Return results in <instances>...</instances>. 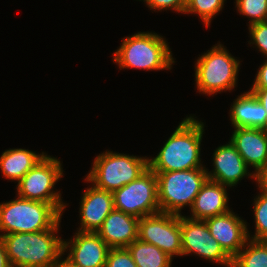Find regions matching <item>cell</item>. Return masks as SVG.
I'll list each match as a JSON object with an SVG mask.
<instances>
[{"label": "cell", "instance_id": "1", "mask_svg": "<svg viewBox=\"0 0 267 267\" xmlns=\"http://www.w3.org/2000/svg\"><path fill=\"white\" fill-rule=\"evenodd\" d=\"M203 132L204 123L196 120L194 116H187L156 157L148 159L149 168L154 172L205 169L200 159Z\"/></svg>", "mask_w": 267, "mask_h": 267}, {"label": "cell", "instance_id": "2", "mask_svg": "<svg viewBox=\"0 0 267 267\" xmlns=\"http://www.w3.org/2000/svg\"><path fill=\"white\" fill-rule=\"evenodd\" d=\"M60 222L39 232L0 235L11 266L52 267L64 255L63 240L56 235Z\"/></svg>", "mask_w": 267, "mask_h": 267}, {"label": "cell", "instance_id": "3", "mask_svg": "<svg viewBox=\"0 0 267 267\" xmlns=\"http://www.w3.org/2000/svg\"><path fill=\"white\" fill-rule=\"evenodd\" d=\"M113 61L121 69L171 70L175 62L163 36L152 32H138L122 39Z\"/></svg>", "mask_w": 267, "mask_h": 267}, {"label": "cell", "instance_id": "4", "mask_svg": "<svg viewBox=\"0 0 267 267\" xmlns=\"http://www.w3.org/2000/svg\"><path fill=\"white\" fill-rule=\"evenodd\" d=\"M62 215L50 203L18 196L12 201L0 204V231L3 232L0 235L48 230Z\"/></svg>", "mask_w": 267, "mask_h": 267}, {"label": "cell", "instance_id": "5", "mask_svg": "<svg viewBox=\"0 0 267 267\" xmlns=\"http://www.w3.org/2000/svg\"><path fill=\"white\" fill-rule=\"evenodd\" d=\"M148 159L105 151L94 159L85 181L97 189L113 193L145 172L149 168Z\"/></svg>", "mask_w": 267, "mask_h": 267}, {"label": "cell", "instance_id": "6", "mask_svg": "<svg viewBox=\"0 0 267 267\" xmlns=\"http://www.w3.org/2000/svg\"><path fill=\"white\" fill-rule=\"evenodd\" d=\"M195 67V84L200 93L214 95L236 87L240 61L222 44H215L198 57Z\"/></svg>", "mask_w": 267, "mask_h": 267}, {"label": "cell", "instance_id": "7", "mask_svg": "<svg viewBox=\"0 0 267 267\" xmlns=\"http://www.w3.org/2000/svg\"><path fill=\"white\" fill-rule=\"evenodd\" d=\"M207 169L155 172L160 212L181 215L185 206L192 207L196 195L208 179Z\"/></svg>", "mask_w": 267, "mask_h": 267}, {"label": "cell", "instance_id": "8", "mask_svg": "<svg viewBox=\"0 0 267 267\" xmlns=\"http://www.w3.org/2000/svg\"><path fill=\"white\" fill-rule=\"evenodd\" d=\"M61 165L60 160L46 154L18 181L17 196L50 203L62 214L67 205L62 201L60 191L52 190L63 176Z\"/></svg>", "mask_w": 267, "mask_h": 267}, {"label": "cell", "instance_id": "9", "mask_svg": "<svg viewBox=\"0 0 267 267\" xmlns=\"http://www.w3.org/2000/svg\"><path fill=\"white\" fill-rule=\"evenodd\" d=\"M113 198L115 210L139 219L159 213L156 173L148 168L137 179L115 190Z\"/></svg>", "mask_w": 267, "mask_h": 267}, {"label": "cell", "instance_id": "10", "mask_svg": "<svg viewBox=\"0 0 267 267\" xmlns=\"http://www.w3.org/2000/svg\"><path fill=\"white\" fill-rule=\"evenodd\" d=\"M138 239L155 245L171 258L182 256L180 216L159 212L140 218Z\"/></svg>", "mask_w": 267, "mask_h": 267}, {"label": "cell", "instance_id": "11", "mask_svg": "<svg viewBox=\"0 0 267 267\" xmlns=\"http://www.w3.org/2000/svg\"><path fill=\"white\" fill-rule=\"evenodd\" d=\"M182 256L194 253L206 260L232 267V258L211 235L204 220L180 215Z\"/></svg>", "mask_w": 267, "mask_h": 267}, {"label": "cell", "instance_id": "12", "mask_svg": "<svg viewBox=\"0 0 267 267\" xmlns=\"http://www.w3.org/2000/svg\"><path fill=\"white\" fill-rule=\"evenodd\" d=\"M211 235L218 241L223 250L233 259L244 247L250 237L247 222L231 210L227 213L204 220Z\"/></svg>", "mask_w": 267, "mask_h": 267}, {"label": "cell", "instance_id": "13", "mask_svg": "<svg viewBox=\"0 0 267 267\" xmlns=\"http://www.w3.org/2000/svg\"><path fill=\"white\" fill-rule=\"evenodd\" d=\"M79 267H105L110 247L96 232L78 231L72 240L63 241V254Z\"/></svg>", "mask_w": 267, "mask_h": 267}, {"label": "cell", "instance_id": "14", "mask_svg": "<svg viewBox=\"0 0 267 267\" xmlns=\"http://www.w3.org/2000/svg\"><path fill=\"white\" fill-rule=\"evenodd\" d=\"M212 161L214 169L210 172L206 170L211 181L228 187L237 185L245 176H251L256 181L255 173L249 172V167L230 141L214 150Z\"/></svg>", "mask_w": 267, "mask_h": 267}, {"label": "cell", "instance_id": "15", "mask_svg": "<svg viewBox=\"0 0 267 267\" xmlns=\"http://www.w3.org/2000/svg\"><path fill=\"white\" fill-rule=\"evenodd\" d=\"M230 142L247 164L254 167L257 176L267 167V129L234 128Z\"/></svg>", "mask_w": 267, "mask_h": 267}, {"label": "cell", "instance_id": "16", "mask_svg": "<svg viewBox=\"0 0 267 267\" xmlns=\"http://www.w3.org/2000/svg\"><path fill=\"white\" fill-rule=\"evenodd\" d=\"M114 209L113 193L92 185L84 191L80 201L81 227L77 231L97 232Z\"/></svg>", "mask_w": 267, "mask_h": 267}, {"label": "cell", "instance_id": "17", "mask_svg": "<svg viewBox=\"0 0 267 267\" xmlns=\"http://www.w3.org/2000/svg\"><path fill=\"white\" fill-rule=\"evenodd\" d=\"M139 218L119 210H112L97 230L110 248H127L138 239Z\"/></svg>", "mask_w": 267, "mask_h": 267}, {"label": "cell", "instance_id": "18", "mask_svg": "<svg viewBox=\"0 0 267 267\" xmlns=\"http://www.w3.org/2000/svg\"><path fill=\"white\" fill-rule=\"evenodd\" d=\"M226 187L228 186L207 179L195 197L190 208L192 216L189 218L205 220L230 211Z\"/></svg>", "mask_w": 267, "mask_h": 267}, {"label": "cell", "instance_id": "19", "mask_svg": "<svg viewBox=\"0 0 267 267\" xmlns=\"http://www.w3.org/2000/svg\"><path fill=\"white\" fill-rule=\"evenodd\" d=\"M230 121L234 128L267 129L265 108L250 91L238 96L230 108Z\"/></svg>", "mask_w": 267, "mask_h": 267}, {"label": "cell", "instance_id": "20", "mask_svg": "<svg viewBox=\"0 0 267 267\" xmlns=\"http://www.w3.org/2000/svg\"><path fill=\"white\" fill-rule=\"evenodd\" d=\"M46 155H40L28 149H9L0 156V169L8 180L17 182Z\"/></svg>", "mask_w": 267, "mask_h": 267}, {"label": "cell", "instance_id": "21", "mask_svg": "<svg viewBox=\"0 0 267 267\" xmlns=\"http://www.w3.org/2000/svg\"><path fill=\"white\" fill-rule=\"evenodd\" d=\"M127 249L137 267H171L173 258L153 244L136 239Z\"/></svg>", "mask_w": 267, "mask_h": 267}, {"label": "cell", "instance_id": "22", "mask_svg": "<svg viewBox=\"0 0 267 267\" xmlns=\"http://www.w3.org/2000/svg\"><path fill=\"white\" fill-rule=\"evenodd\" d=\"M232 267H267V241L248 239L232 259Z\"/></svg>", "mask_w": 267, "mask_h": 267}, {"label": "cell", "instance_id": "23", "mask_svg": "<svg viewBox=\"0 0 267 267\" xmlns=\"http://www.w3.org/2000/svg\"><path fill=\"white\" fill-rule=\"evenodd\" d=\"M225 1L226 0H190L185 7L184 14L197 13L204 22V25L208 28L214 15L218 14L223 9Z\"/></svg>", "mask_w": 267, "mask_h": 267}, {"label": "cell", "instance_id": "24", "mask_svg": "<svg viewBox=\"0 0 267 267\" xmlns=\"http://www.w3.org/2000/svg\"><path fill=\"white\" fill-rule=\"evenodd\" d=\"M255 235L248 237L251 240L267 241V193L261 191L254 198Z\"/></svg>", "mask_w": 267, "mask_h": 267}, {"label": "cell", "instance_id": "25", "mask_svg": "<svg viewBox=\"0 0 267 267\" xmlns=\"http://www.w3.org/2000/svg\"><path fill=\"white\" fill-rule=\"evenodd\" d=\"M237 11L249 17V25L267 21V0H236Z\"/></svg>", "mask_w": 267, "mask_h": 267}, {"label": "cell", "instance_id": "26", "mask_svg": "<svg viewBox=\"0 0 267 267\" xmlns=\"http://www.w3.org/2000/svg\"><path fill=\"white\" fill-rule=\"evenodd\" d=\"M105 267H137L127 248H110Z\"/></svg>", "mask_w": 267, "mask_h": 267}, {"label": "cell", "instance_id": "27", "mask_svg": "<svg viewBox=\"0 0 267 267\" xmlns=\"http://www.w3.org/2000/svg\"><path fill=\"white\" fill-rule=\"evenodd\" d=\"M249 32L251 44L259 49L267 58V21L266 22H256L249 25Z\"/></svg>", "mask_w": 267, "mask_h": 267}, {"label": "cell", "instance_id": "28", "mask_svg": "<svg viewBox=\"0 0 267 267\" xmlns=\"http://www.w3.org/2000/svg\"><path fill=\"white\" fill-rule=\"evenodd\" d=\"M152 10H175L184 13L186 4L182 0H143Z\"/></svg>", "mask_w": 267, "mask_h": 267}, {"label": "cell", "instance_id": "29", "mask_svg": "<svg viewBox=\"0 0 267 267\" xmlns=\"http://www.w3.org/2000/svg\"><path fill=\"white\" fill-rule=\"evenodd\" d=\"M267 88V60L259 67L251 89Z\"/></svg>", "mask_w": 267, "mask_h": 267}, {"label": "cell", "instance_id": "30", "mask_svg": "<svg viewBox=\"0 0 267 267\" xmlns=\"http://www.w3.org/2000/svg\"><path fill=\"white\" fill-rule=\"evenodd\" d=\"M250 92L258 99V101L265 108L267 114V88L266 89H250Z\"/></svg>", "mask_w": 267, "mask_h": 267}, {"label": "cell", "instance_id": "31", "mask_svg": "<svg viewBox=\"0 0 267 267\" xmlns=\"http://www.w3.org/2000/svg\"><path fill=\"white\" fill-rule=\"evenodd\" d=\"M259 190L267 193V167L256 176Z\"/></svg>", "mask_w": 267, "mask_h": 267}, {"label": "cell", "instance_id": "32", "mask_svg": "<svg viewBox=\"0 0 267 267\" xmlns=\"http://www.w3.org/2000/svg\"><path fill=\"white\" fill-rule=\"evenodd\" d=\"M0 267H12L9 262V259H8V256L5 250V246L1 238H0Z\"/></svg>", "mask_w": 267, "mask_h": 267}, {"label": "cell", "instance_id": "33", "mask_svg": "<svg viewBox=\"0 0 267 267\" xmlns=\"http://www.w3.org/2000/svg\"><path fill=\"white\" fill-rule=\"evenodd\" d=\"M64 260V261H63ZM60 256L57 262L52 267H79L78 265L72 263L69 259H63Z\"/></svg>", "mask_w": 267, "mask_h": 267}, {"label": "cell", "instance_id": "34", "mask_svg": "<svg viewBox=\"0 0 267 267\" xmlns=\"http://www.w3.org/2000/svg\"><path fill=\"white\" fill-rule=\"evenodd\" d=\"M186 5L190 2V0H182Z\"/></svg>", "mask_w": 267, "mask_h": 267}]
</instances>
